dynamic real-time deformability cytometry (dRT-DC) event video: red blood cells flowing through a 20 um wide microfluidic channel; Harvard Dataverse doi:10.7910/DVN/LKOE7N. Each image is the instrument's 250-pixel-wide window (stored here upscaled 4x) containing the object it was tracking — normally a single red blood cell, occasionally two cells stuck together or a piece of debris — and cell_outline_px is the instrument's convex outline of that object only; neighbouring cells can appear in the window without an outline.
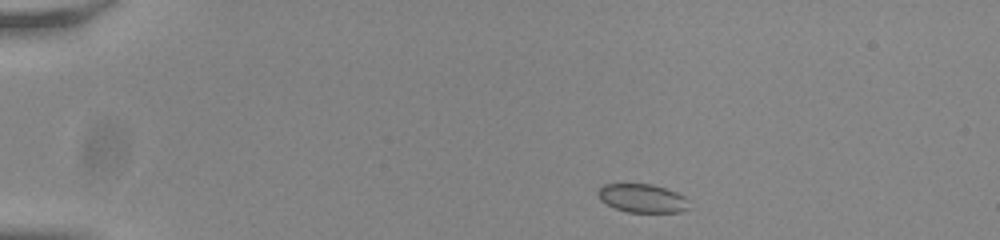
{"species": "common noctule bat (a hibernating species)", "species_latin": "Nyctalus noctula", "temperature_condition": "room temperature", "stored_images_in_passage": 46, "camera_frame_rate_fps": 3000, "um_per_image_px": 0.085, "animal": {"sex": "male", "body_mass_g": 20.0, "forearm_length_mm": 53.3}, "frame": {"image": 1, "passage_image": 2, "time_ms": 0.333, "image_size_px": [1000, 240], "cell_outline_px": [[688, 208], [680, 212], [628, 212], [616, 208], [600, 200], [596, 192], [604, 184], [652, 184], [676, 192], [684, 196], [688, 200]], "centroid_in_image_um": [54.59, 16.85], "position_along_channel_um": 30.4, "area_um2": 15.03}}
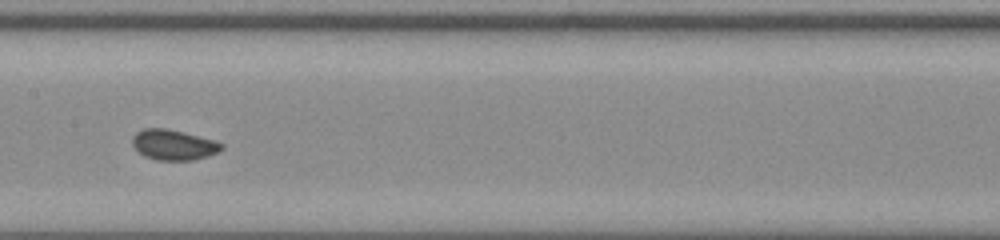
{"frame": {"image": 2, "passage_image": 21, "time_ms": 6.667, "image_size_px": [1000, 240], "cell_outline_px": [[224, 148], [220, 152], [208, 156], [192, 160], [156, 160], [144, 156], [132, 144], [132, 136], [136, 132], [144, 128], [164, 128], [184, 132], [216, 140], [224, 144]], "centroid_in_image_um": [14.79, 12.3], "position_along_channel_um": 192.6, "area_um2": 15.95}}
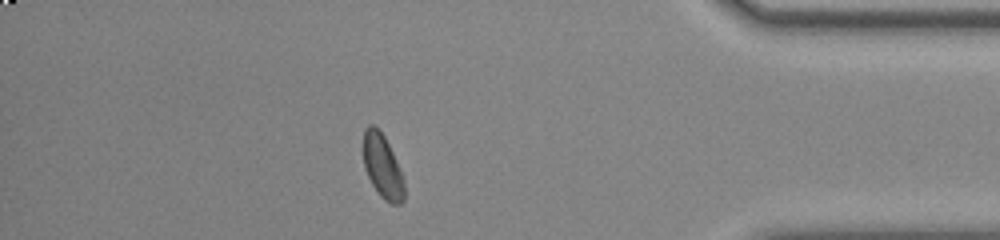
{"frame": {"image": 3, "passage_image": 40, "time_ms": 13.0, "image_size_px": [1000, 240], "cell_outline_px": [[404, 200], [400, 204], [392, 204], [384, 200], [380, 196], [372, 184], [364, 168], [364, 128], [368, 124], [372, 124], [384, 136], [392, 152], [404, 180]], "centroid_in_image_um": [32.51, 14.17], "position_along_channel_um": 402.7, "area_um2": 14.97}, "authors_computed_cell_mechanics": {"area_um2": 15.5193, "velocity_mm_per_s": 3.8005, "shape_relaxation_time_tau1_ms": 7.504, "shape_relaxation_time_tau2_ms": 0.4603, "deformation_change_tau1": 0.0935, "deformation_change_tau2": 0.0307}}